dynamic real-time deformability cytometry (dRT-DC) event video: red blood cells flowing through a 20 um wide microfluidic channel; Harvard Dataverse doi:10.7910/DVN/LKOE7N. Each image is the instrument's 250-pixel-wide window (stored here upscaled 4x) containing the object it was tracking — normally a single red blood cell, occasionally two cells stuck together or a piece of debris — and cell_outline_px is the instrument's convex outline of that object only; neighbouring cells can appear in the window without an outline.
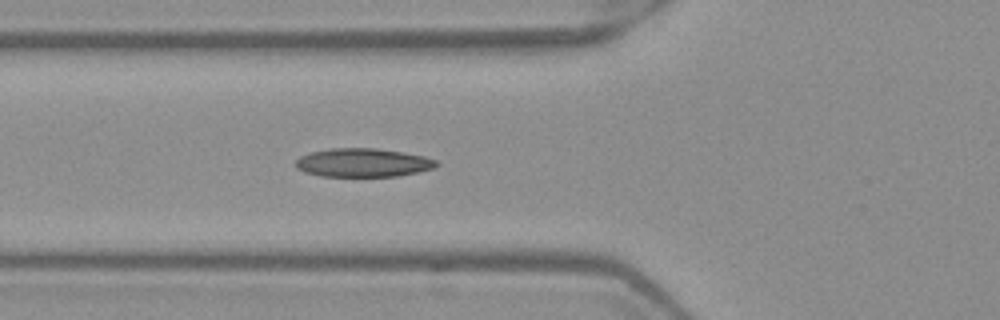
{"species": "Egyptian fruit bat (a non-hibernating species)", "species_latin": "Rousettus aegyptiacus", "temperature_condition": "warm", "stored_images_in_passage": 6, "camera_frame_rate_fps": 3000, "um_per_image_px": 0.085, "frame": {"image": 1, "passage_image": 6, "time_ms": 1.667, "image_size_px": [1000, 320], "cell_outline_px": [[440, 164], [432, 168], [420, 172], [396, 176], [320, 176], [304, 172], [296, 168], [296, 160], [300, 156], [312, 152], [328, 148], [376, 148], [424, 156], [436, 160]], "centroid_in_image_um": [30.84, 13.83], "position_along_channel_um": 95.0, "area_um2": 23.41}}